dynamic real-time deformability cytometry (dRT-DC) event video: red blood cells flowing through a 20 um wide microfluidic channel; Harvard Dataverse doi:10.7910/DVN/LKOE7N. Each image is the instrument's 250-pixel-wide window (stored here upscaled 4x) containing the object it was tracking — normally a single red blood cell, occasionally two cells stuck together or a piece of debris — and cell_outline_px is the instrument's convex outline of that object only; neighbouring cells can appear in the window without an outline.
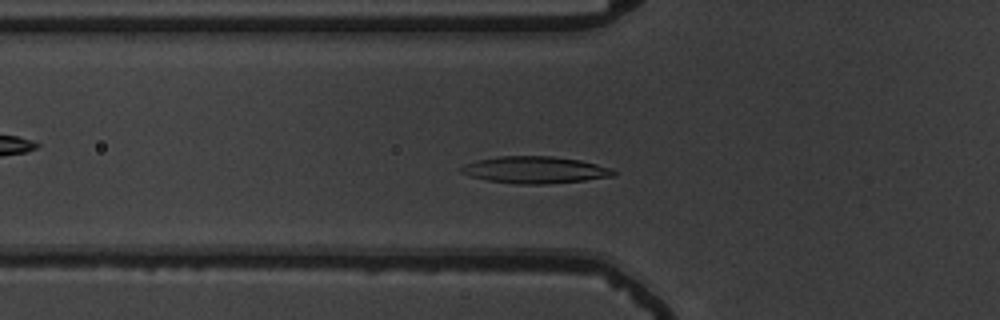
{"species": "common noctule bat (a hibernating species)", "species_latin": "Nyctalus noctula", "temperature_condition": "warm", "stored_images_in_passage": 40, "camera_frame_rate_fps": 3000, "um_per_image_px": 0.085, "animal": {"sex": "male", "body_mass_g": 19.5, "forearm_length_mm": 54.6}, "frame": {"image": 1, "passage_image": 4, "time_ms": 1.0, "image_size_px": [1000, 320], "cell_outline_px": [[616, 176], [584, 180], [548, 184], [516, 184], [488, 180], [472, 176], [460, 172], [460, 168], [464, 164], [476, 160], [500, 156], [552, 156], [580, 160], [612, 168], [616, 172]], "centroid_in_image_um": [45.5, 14.44], "position_along_channel_um": 80.3, "area_um2": 23.87}}
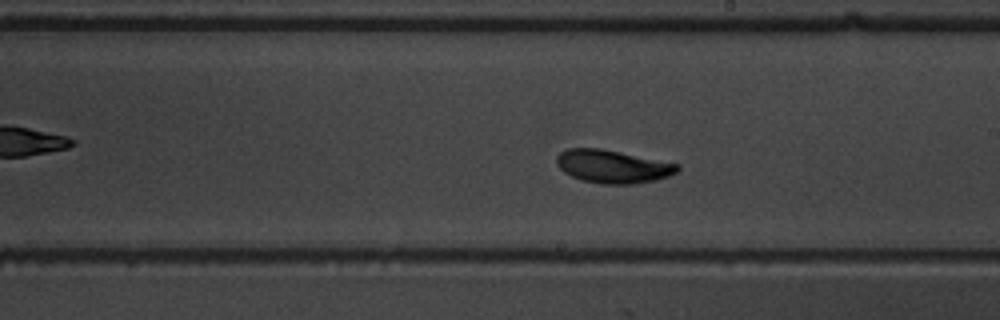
{"frame": {"image": 2, "passage_image": 17, "time_ms": 5.333, "image_size_px": [1000, 320], "cell_outline_px": [[680, 168], [676, 172], [668, 176], [656, 180], [632, 184], [600, 184], [580, 180], [564, 172], [556, 164], [556, 156], [560, 152], [568, 148], [600, 148], [680, 164]], "centroid_in_image_um": [52.06, 14.15], "position_along_channel_um": 236.9, "area_um2": 23.35}}
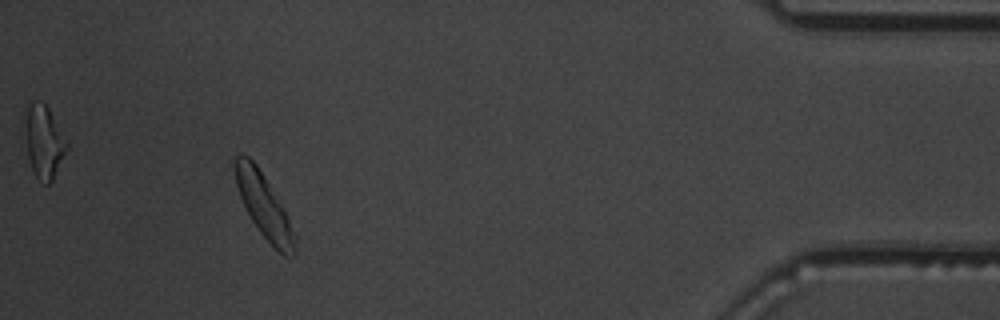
{"frame": {"image": 3, "passage_image": 36, "time_ms": 11.667, "image_size_px": [1000, 320], "cell_outline_px": [[296, 252], [292, 256], [284, 256], [260, 232], [252, 220], [240, 196], [236, 184], [232, 164], [236, 156], [240, 152], [248, 156], [256, 164], [284, 208], [288, 216], [296, 236]], "centroid_in_image_um": [22.43, 17.47], "position_along_channel_um": 412.8, "area_um2": 22.02}, "authors_computed_cell_mechanics": {"area_um2": 22.5131, "velocity_mm_per_s": 3.6155, "shape_relaxation_time_tau1_ms": 2.1198, "shape_relaxation_time_tau2_ms": 1.9057, "deformation_change_tau1": 0.1145, "deformation_change_tau2": 0.0696}}